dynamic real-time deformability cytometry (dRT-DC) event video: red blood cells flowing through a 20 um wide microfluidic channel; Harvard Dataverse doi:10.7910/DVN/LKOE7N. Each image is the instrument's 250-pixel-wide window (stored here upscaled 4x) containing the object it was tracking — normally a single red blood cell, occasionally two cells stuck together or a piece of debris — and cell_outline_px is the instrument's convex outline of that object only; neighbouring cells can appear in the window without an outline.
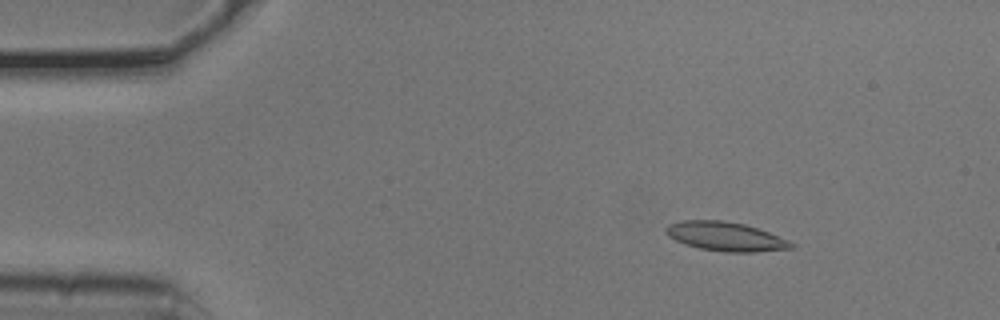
{"species": "common noctule bat (a hibernating species)", "species_latin": "Nyctalus noctula", "temperature_condition": "cold", "stored_images_in_passage": 7, "camera_frame_rate_fps": 3000, "um_per_image_px": 0.085, "animal": {"sex": "male", "body_mass_g": 20.5, "forearm_length_mm": 52.5}, "frame": {"image": 1, "passage_image": 3, "time_ms": 0.667, "image_size_px": [1000, 320], "cell_outline_px": [[796, 244], [792, 248], [756, 252], [728, 252], [700, 248], [676, 240], [668, 236], [664, 232], [664, 228], [668, 224], [680, 220], [720, 220], [744, 224], [768, 232], [788, 240]], "centroid_in_image_um": [61.65, 20.09], "position_along_channel_um": 23.3, "area_um2": 21.04}}
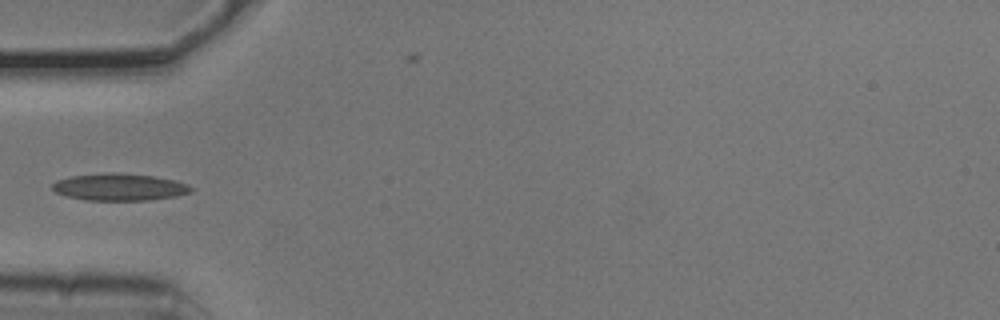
{"frame": {"image": 2, "passage_image": 6, "time_ms": 1.667, "image_size_px": [1000, 320], "cell_outline_px": [[196, 188], [192, 192], [176, 196], [148, 200], [84, 200], [68, 196], [56, 192], [52, 188], [52, 184], [56, 180], [72, 176], [108, 172], [120, 172], [156, 176], [176, 180], [188, 184]], "centroid_in_image_um": [10.21, 15.89], "position_along_channel_um": 74.8, "area_um2": 22.14}}
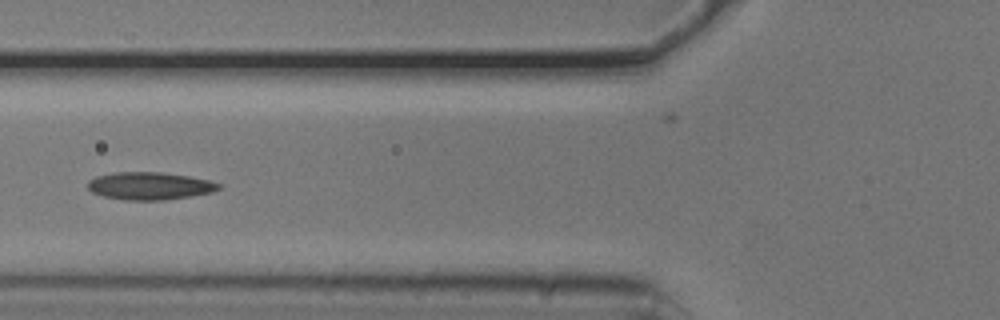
{"frame": {"image": 3, "passage_image": 7, "time_ms": 2.0, "image_size_px": [1000, 320], "cell_outline_px": [[220, 188], [212, 192], [164, 200], [124, 200], [104, 196], [92, 192], [88, 188], [88, 180], [96, 176], [116, 172], [160, 172], [188, 176], [208, 180], [220, 184]], "centroid_in_image_um": [12.69, 15.8], "position_along_channel_um": 113.1, "area_um2": 20.87}}